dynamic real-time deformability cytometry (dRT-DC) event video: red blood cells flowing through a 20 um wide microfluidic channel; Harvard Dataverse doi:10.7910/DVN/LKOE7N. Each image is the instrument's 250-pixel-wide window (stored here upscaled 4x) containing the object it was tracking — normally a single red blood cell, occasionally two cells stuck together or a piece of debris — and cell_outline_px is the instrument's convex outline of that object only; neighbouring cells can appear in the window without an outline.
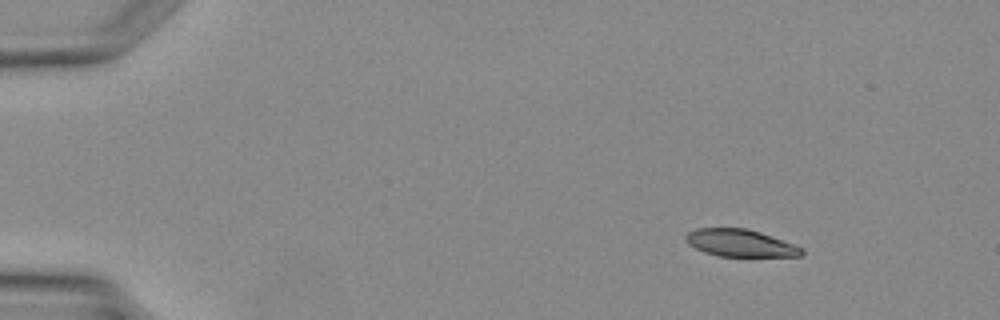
{"species": "Egyptian fruit bat (a non-hibernating species)", "species_latin": "Rousettus aegyptiacus", "temperature_condition": "warm", "stored_images_in_passage": 3, "camera_frame_rate_fps": 3000, "um_per_image_px": 0.085, "animal": {"sex": "female"}, "frame": {"image": 1, "passage_image": 1, "time_ms": 0.0, "image_size_px": [1000, 320], "cell_outline_px": [[804, 252], [800, 256], [720, 256], [704, 252], [688, 244], [684, 240], [684, 236], [688, 232], [696, 228], [748, 228], [772, 236], [804, 248]], "centroid_in_image_um": [62.9, 20.65], "position_along_channel_um": 22.1, "area_um2": 18.44}}
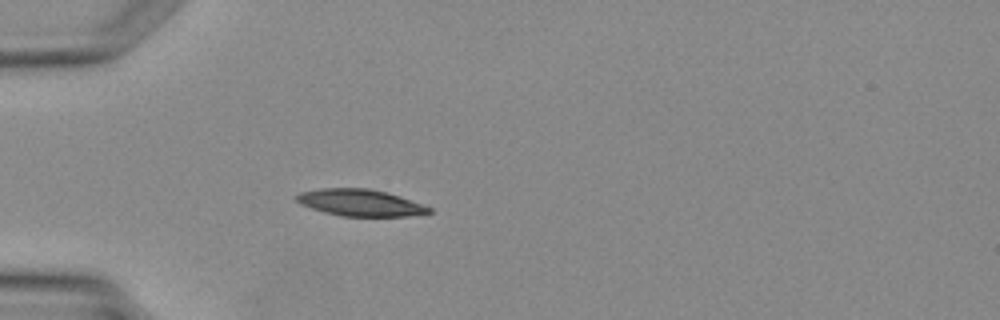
{"frame": {"image": 2, "passage_image": 3, "time_ms": 2.333, "image_size_px": [1000, 320], "cell_outline_px": [[432, 212], [408, 216], [340, 216], [324, 212], [300, 204], [296, 200], [296, 196], [300, 192], [320, 188], [368, 188], [388, 192], [400, 196], [432, 208]], "centroid_in_image_um": [30.61, 17.22], "position_along_channel_um": 54.4, "area_um2": 20.63}}